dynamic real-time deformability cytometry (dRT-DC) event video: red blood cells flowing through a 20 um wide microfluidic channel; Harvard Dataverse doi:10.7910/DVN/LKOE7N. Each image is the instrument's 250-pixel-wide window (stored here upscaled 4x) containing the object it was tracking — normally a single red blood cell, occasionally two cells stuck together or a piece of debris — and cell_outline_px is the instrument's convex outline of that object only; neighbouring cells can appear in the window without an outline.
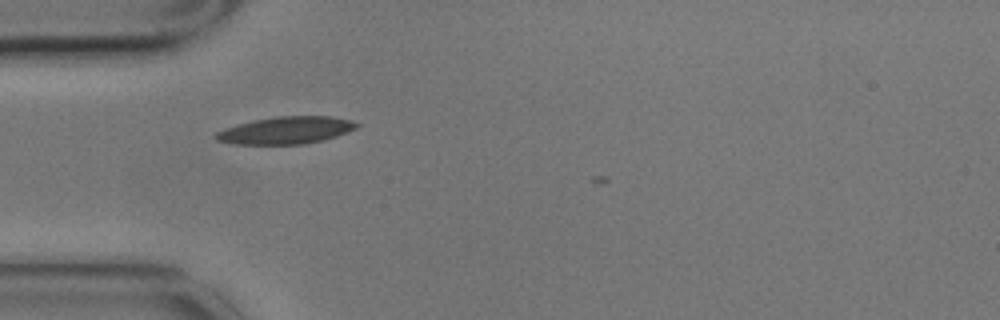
{"species": "common noctule bat (a hibernating species)", "species_latin": "Nyctalus noctula", "temperature_condition": "cold", "stored_images_in_passage": 2, "camera_frame_rate_fps": 3000, "um_per_image_px": 0.085, "animal": {"sex": "male", "body_mass_g": 17.9}, "frame": {"image": 1, "passage_image": 1, "time_ms": 0.0, "image_size_px": [1000, 320], "cell_outline_px": [[360, 124], [356, 128], [348, 132], [324, 140], [304, 144], [232, 144], [216, 140], [212, 136], [216, 132], [224, 128], [252, 120], [276, 116], [332, 116], [352, 120]], "centroid_in_image_um": [24.29, 11.07], "position_along_channel_um": 60.7, "area_um2": 22.6}}